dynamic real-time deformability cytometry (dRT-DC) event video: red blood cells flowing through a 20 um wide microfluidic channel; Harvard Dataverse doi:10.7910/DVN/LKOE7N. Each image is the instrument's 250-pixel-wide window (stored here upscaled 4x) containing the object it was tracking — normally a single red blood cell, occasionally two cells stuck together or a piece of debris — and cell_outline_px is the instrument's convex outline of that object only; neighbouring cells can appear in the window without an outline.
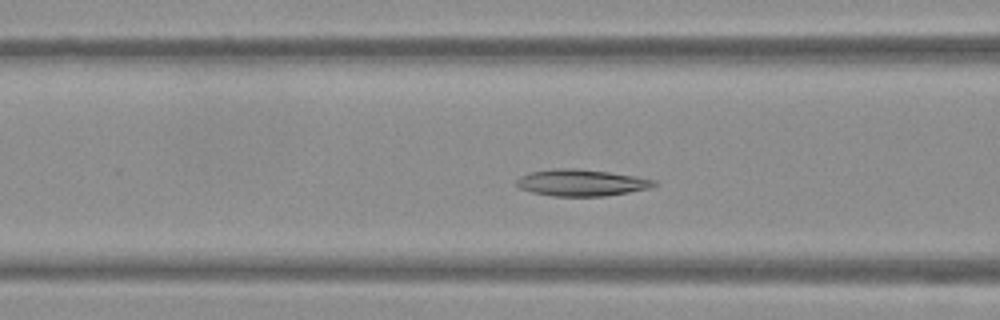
{"species": "Egyptian fruit bat (a non-hibernating species)", "species_latin": "Rousettus aegyptiacus", "temperature_condition": "warm", "stored_images_in_passage": 49, "camera_frame_rate_fps": 3000, "um_per_image_px": 0.085, "frame": {"image": 1, "passage_image": 17, "time_ms": 5.333, "image_size_px": [1000, 320], "cell_outline_px": [[660, 184], [652, 188], [604, 196], [552, 196], [532, 192], [520, 188], [516, 184], [516, 180], [520, 176], [528, 172], [556, 168], [576, 168], [608, 172], [656, 180]], "centroid_in_image_um": [49.42, 15.53], "position_along_channel_um": 117.2, "area_um2": 21.39}}
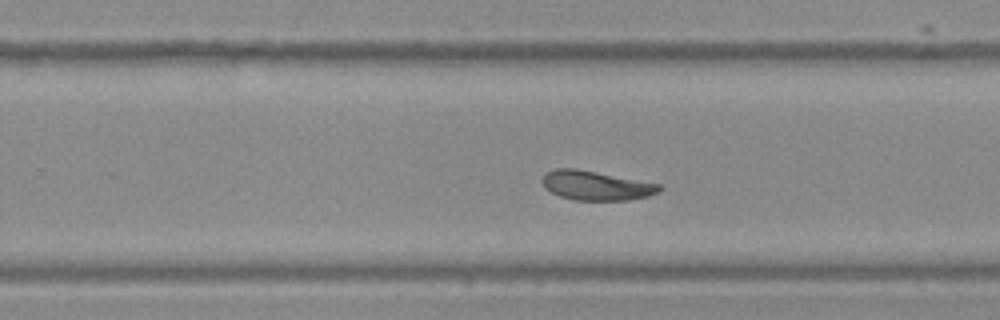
{"frame": {"image": 2, "passage_image": 30, "time_ms": 9.667, "image_size_px": [1000, 320], "cell_outline_px": [[664, 188], [660, 192], [648, 196], [628, 200], [576, 200], [560, 196], [544, 188], [540, 180], [544, 172], [556, 168], [576, 168], [660, 184]], "centroid_in_image_um": [50.64, 15.76], "position_along_channel_um": 279.2, "area_um2": 20.17}}
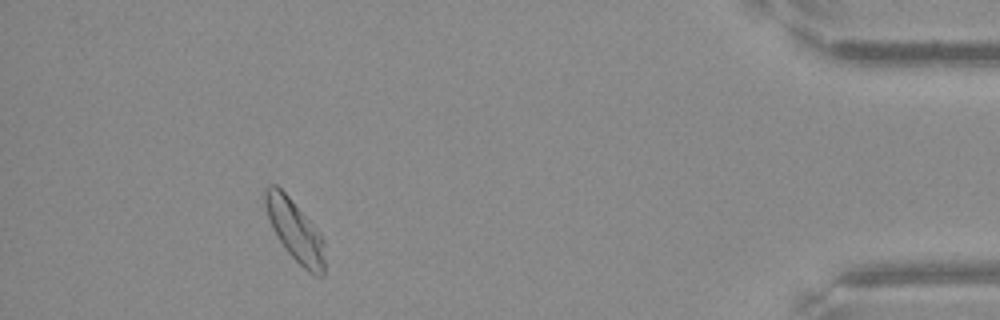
{"frame": {"image": 3, "passage_image": 45, "time_ms": 14.667, "image_size_px": [1000, 320], "cell_outline_px": [[324, 276], [316, 276], [308, 272], [288, 252], [276, 236], [272, 228], [264, 204], [264, 188], [268, 184], [276, 184], [288, 196], [316, 228], [324, 240]], "centroid_in_image_um": [25.06, 19.59], "position_along_channel_um": 410.1, "area_um2": 21.1}, "authors_computed_cell_mechanics": {"area_um2": 21.2126, "velocity_mm_per_s": 3.7406, "shape_relaxation_time_tau1_ms": 9.3022, "shape_relaxation_time_tau2_ms": 4.4668, "deformation_change_tau1": 0.1556, "deformation_change_tau2": 0.08}}